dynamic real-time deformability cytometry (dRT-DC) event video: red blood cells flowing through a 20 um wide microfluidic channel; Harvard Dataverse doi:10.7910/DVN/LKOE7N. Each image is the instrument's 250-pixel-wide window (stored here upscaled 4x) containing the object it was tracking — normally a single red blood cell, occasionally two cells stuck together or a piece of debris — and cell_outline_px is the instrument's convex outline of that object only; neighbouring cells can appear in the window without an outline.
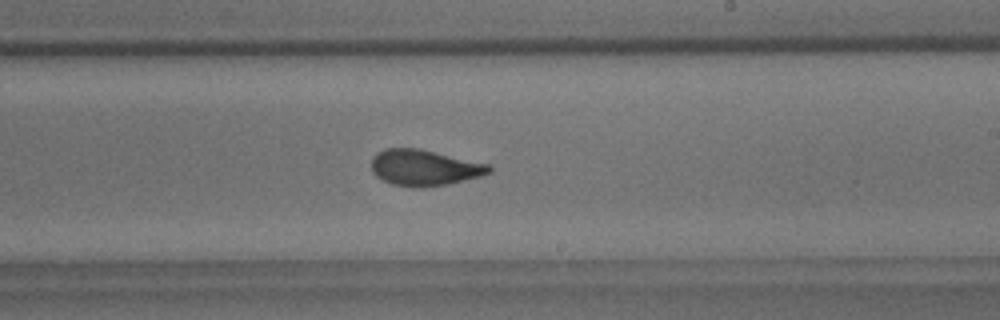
{"species": "common noctule bat (a hibernating species)", "species_latin": "Nyctalus noctula", "temperature_condition": "room temperature", "stored_images_in_passage": 39, "camera_frame_rate_fps": 3000, "um_per_image_px": 0.085, "animal": {"sex": "male", "body_mass_g": 18.8}, "frame": {"image": 1, "passage_image": 23, "time_ms": 7.333, "image_size_px": [1000, 320], "cell_outline_px": [[492, 172], [480, 176], [448, 184], [424, 188], [420, 188], [392, 184], [376, 176], [372, 172], [372, 156], [376, 152], [384, 148], [416, 148], [488, 164], [492, 168]], "centroid_in_image_um": [36.03, 14.26], "position_along_channel_um": 253.0, "area_um2": 24.57}, "authors_computed_cell_mechanics": {"area_um2": 24.7962, "velocity_mm_per_s": 3.6379, "shape_relaxation_time_tau1_ms": 5.1066, "shape_relaxation_time_tau2_ms": 1.0135, "deformation_change_tau1": 0.1793, "deformation_change_tau2": 0.0807}}